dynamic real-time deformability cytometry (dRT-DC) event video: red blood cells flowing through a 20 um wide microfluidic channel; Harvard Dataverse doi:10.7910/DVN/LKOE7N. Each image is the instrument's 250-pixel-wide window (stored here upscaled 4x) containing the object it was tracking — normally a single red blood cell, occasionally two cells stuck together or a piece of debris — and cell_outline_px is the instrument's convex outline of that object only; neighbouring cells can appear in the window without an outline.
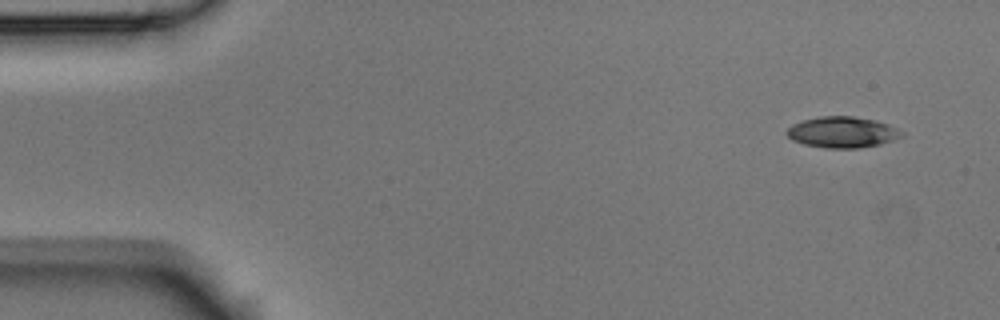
{"species": "Egyptian fruit bat (a non-hibernating species)", "species_latin": "Rousettus aegyptiacus", "temperature_condition": "room temperature", "stored_images_in_passage": 6, "camera_frame_rate_fps": 3000, "um_per_image_px": 0.085, "animal": {"sex": "male"}, "frame": {"image": 1, "passage_image": 1, "time_ms": 0.0, "image_size_px": [1000, 320], "cell_outline_px": [[904, 136], [880, 144], [856, 148], [824, 148], [804, 144], [792, 140], [784, 132], [792, 124], [804, 120], [820, 116], [852, 116], [876, 120], [888, 124], [904, 132]], "centroid_in_image_um": [71.59, 11.23], "position_along_channel_um": 13.4, "area_um2": 20.81}}
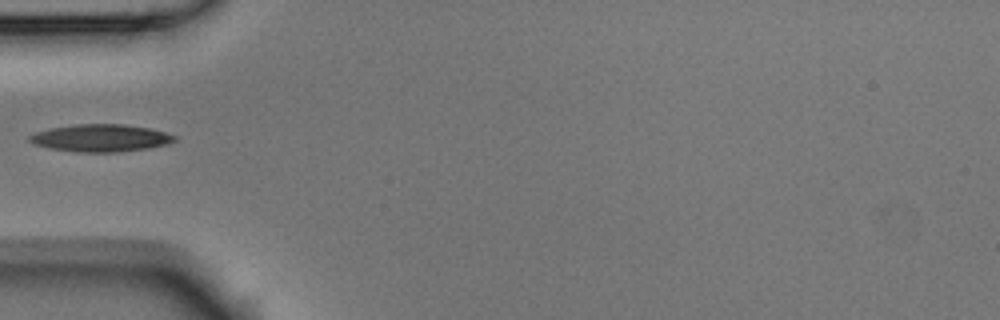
{"frame": {"image": 2, "passage_image": 5, "time_ms": 1.333, "image_size_px": [1000, 320], "cell_outline_px": [[176, 140], [168, 144], [148, 148], [120, 152], [76, 152], [48, 148], [32, 144], [28, 140], [28, 136], [36, 132], [48, 128], [76, 124], [120, 124], [148, 128], [164, 132], [176, 136]], "centroid_in_image_um": [8.51, 11.74], "position_along_channel_um": 76.5, "area_um2": 23.24}}
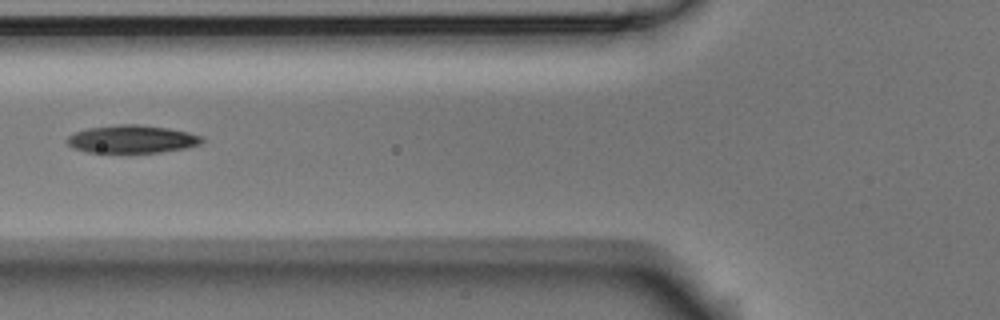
{"frame": {"image": 3, "passage_image": 6, "time_ms": 1.667, "image_size_px": [1000, 320], "cell_outline_px": [[204, 140], [200, 144], [184, 148], [160, 152], [128, 156], [88, 152], [72, 148], [68, 144], [68, 136], [76, 132], [88, 128], [120, 124], [136, 124], [168, 128], [188, 132], [200, 136]], "centroid_in_image_um": [11.18, 11.88], "position_along_channel_um": 114.6, "area_um2": 22.66}}